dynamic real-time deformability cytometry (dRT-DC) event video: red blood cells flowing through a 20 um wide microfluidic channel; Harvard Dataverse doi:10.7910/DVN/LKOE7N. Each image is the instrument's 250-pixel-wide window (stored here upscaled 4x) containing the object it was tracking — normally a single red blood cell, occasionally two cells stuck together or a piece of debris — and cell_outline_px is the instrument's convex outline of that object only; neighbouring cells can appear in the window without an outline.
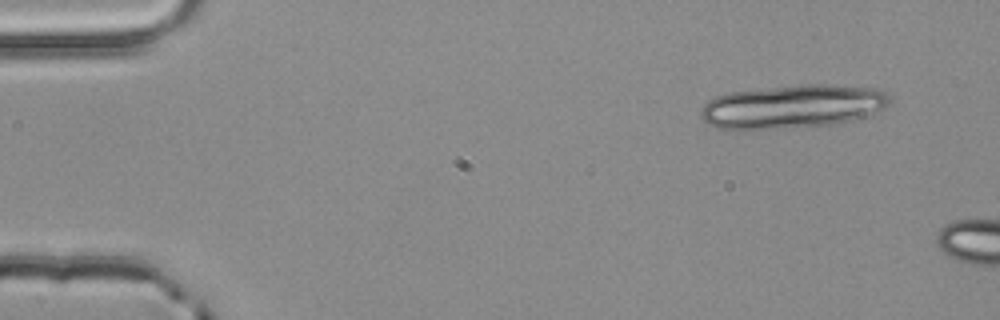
{"species": "common noctule bat (a hibernating species)", "species_latin": "Nyctalus noctula", "temperature_condition": "room temperature", "stored_images_in_passage": 2, "camera_frame_rate_fps": 3000, "um_per_image_px": 0.085, "animal": {"sex": "male", "body_mass_g": 20.4}, "frame": {"image": 1, "passage_image": 1, "time_ms": 0.0, "image_size_px": [1000, 320], "cell_outline_px": [[888, 104], [884, 108], [852, 120], [832, 124], [792, 128], [748, 132], [716, 128], [708, 124], [700, 116], [700, 112], [704, 104], [708, 100], [716, 96], [732, 92], [800, 84], [828, 84], [884, 88], [888, 96]], "centroid_in_image_um": [67.31, 9.07], "position_along_channel_um": 17.7, "area_um2": 48.78}}